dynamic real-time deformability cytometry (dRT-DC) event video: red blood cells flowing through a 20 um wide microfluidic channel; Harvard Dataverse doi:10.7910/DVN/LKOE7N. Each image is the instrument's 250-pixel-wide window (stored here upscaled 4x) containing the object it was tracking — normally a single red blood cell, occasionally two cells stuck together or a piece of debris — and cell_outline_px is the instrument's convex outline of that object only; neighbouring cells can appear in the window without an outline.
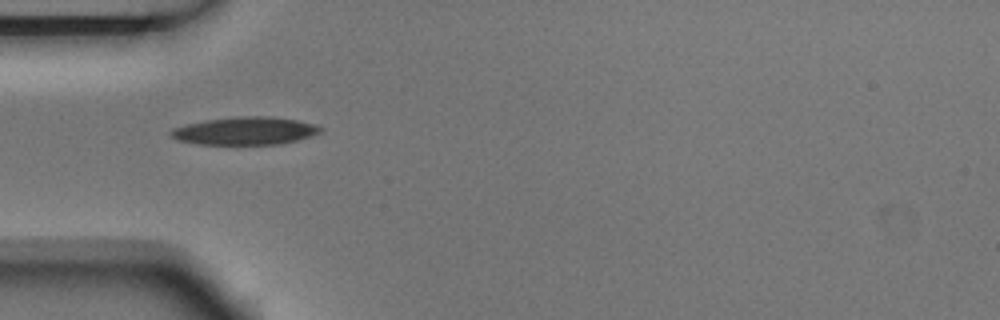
{"species": "Egyptian fruit bat (a non-hibernating species)", "species_latin": "Rousettus aegyptiacus", "temperature_condition": "room temperature", "stored_images_in_passage": 1, "camera_frame_rate_fps": 3000, "um_per_image_px": 0.085, "animal": {"sex": "male"}, "frame": {"image": 1, "passage_image": 1, "time_ms": 0.0, "image_size_px": [1000, 320], "cell_outline_px": [[324, 128], [320, 132], [312, 136], [280, 144], [200, 144], [176, 140], [168, 132], [172, 128], [204, 120], [236, 116], [272, 116], [296, 120], [316, 124]], "centroid_in_image_um": [20.84, 11.11], "position_along_channel_um": 64.2, "area_um2": 24.33}}